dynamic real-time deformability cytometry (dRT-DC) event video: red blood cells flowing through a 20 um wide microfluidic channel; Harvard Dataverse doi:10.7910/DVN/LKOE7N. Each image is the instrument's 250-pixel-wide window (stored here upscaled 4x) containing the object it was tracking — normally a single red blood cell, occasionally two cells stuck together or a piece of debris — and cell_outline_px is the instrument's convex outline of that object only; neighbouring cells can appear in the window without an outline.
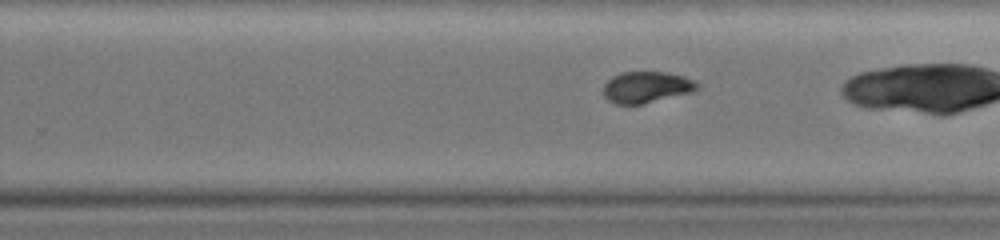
{"species": "common noctule bat (a hibernating species)", "species_latin": "Nyctalus noctula", "temperature_condition": "warm", "stored_images_in_passage": 55, "camera_frame_rate_fps": 3000, "um_per_image_px": 0.085, "animal": {"sex": "female", "body_mass_g": 19.0, "forearm_length_mm": 51.5}, "frame": {"image": 1, "passage_image": 42, "time_ms": 13.667, "image_size_px": [1000, 240], "cell_outline_px": [[696, 88], [692, 92], [640, 104], [616, 104], [608, 100], [604, 96], [604, 84], [612, 76], [620, 72], [664, 72], [684, 76], [692, 80], [696, 84]], "centroid_in_image_um": [54.89, 7.4], "position_along_channel_um": 274.9, "area_um2": 16.82}}